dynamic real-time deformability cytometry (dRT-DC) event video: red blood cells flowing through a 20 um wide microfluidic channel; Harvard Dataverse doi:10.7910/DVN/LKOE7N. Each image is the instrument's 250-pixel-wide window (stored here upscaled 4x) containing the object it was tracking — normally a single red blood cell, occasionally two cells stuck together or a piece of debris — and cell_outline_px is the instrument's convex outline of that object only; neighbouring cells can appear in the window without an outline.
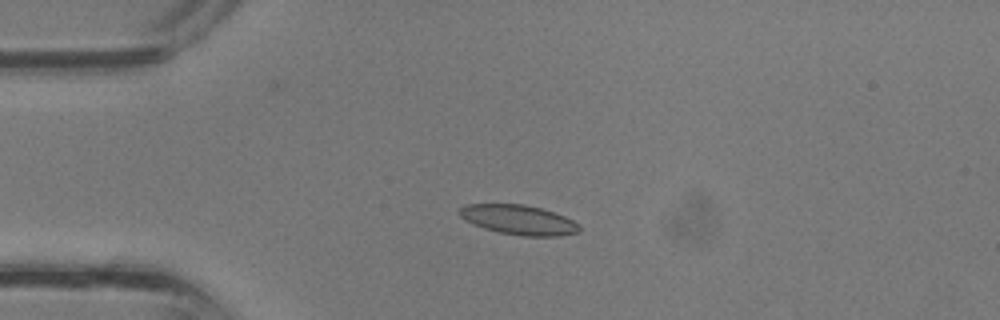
{"species": "common noctule bat (a hibernating species)", "species_latin": "Nyctalus noctula", "temperature_condition": "room temperature", "stored_images_in_passage": 31, "camera_frame_rate_fps": 3000, "um_per_image_px": 0.085, "animal": {"sex": "male", "body_mass_g": 13.3}, "frame": {"image": 1, "passage_image": 8, "time_ms": 2.333, "image_size_px": [1000, 320], "cell_outline_px": [[580, 232], [560, 236], [524, 236], [500, 232], [484, 228], [464, 220], [456, 212], [464, 204], [524, 204], [540, 208], [564, 216], [580, 224]], "centroid_in_image_um": [44.07, 18.68], "position_along_channel_um": 40.9, "area_um2": 20.75}}
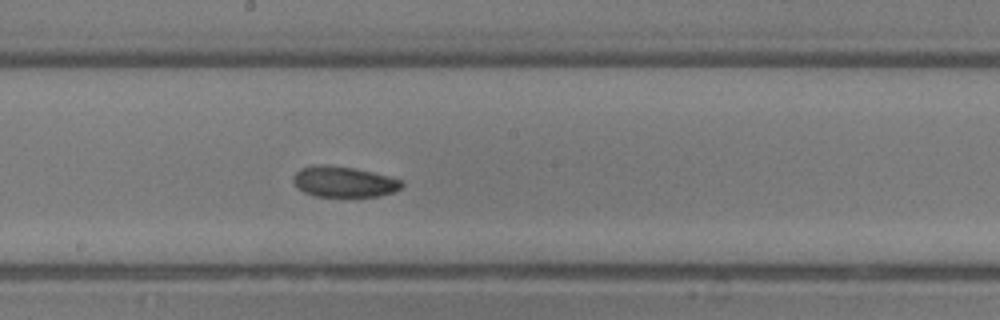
{"frame": {"image": 2, "passage_image": 19, "time_ms": 6.0, "image_size_px": [1000, 320], "cell_outline_px": [[404, 184], [400, 188], [392, 192], [380, 196], [312, 196], [296, 188], [292, 180], [292, 176], [300, 168], [312, 164], [328, 164], [356, 168], [404, 180]], "centroid_in_image_um": [29.18, 15.43], "position_along_channel_um": 219.0, "area_um2": 19.77}}
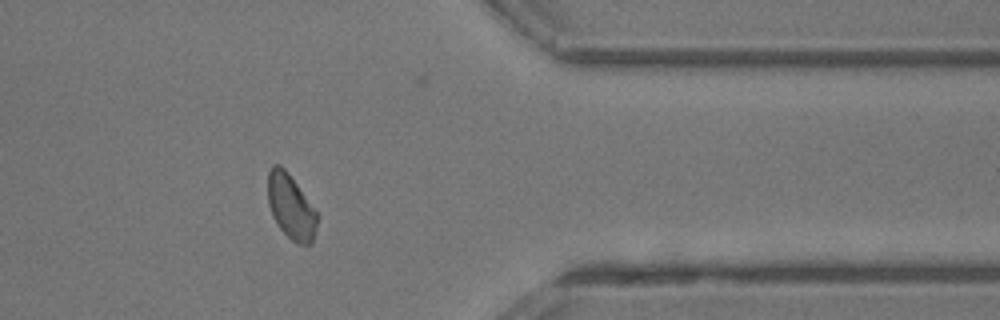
{"frame": {"image": 3, "passage_image": 29, "time_ms": 9.333, "image_size_px": [1000, 320], "cell_outline_px": [[316, 228], [312, 244], [300, 244], [292, 240], [280, 228], [272, 216], [268, 204], [268, 172], [272, 164], [280, 164], [288, 172], [316, 212]], "centroid_in_image_um": [24.69, 17.55], "position_along_channel_um": 386.7, "area_um2": 18.26}}